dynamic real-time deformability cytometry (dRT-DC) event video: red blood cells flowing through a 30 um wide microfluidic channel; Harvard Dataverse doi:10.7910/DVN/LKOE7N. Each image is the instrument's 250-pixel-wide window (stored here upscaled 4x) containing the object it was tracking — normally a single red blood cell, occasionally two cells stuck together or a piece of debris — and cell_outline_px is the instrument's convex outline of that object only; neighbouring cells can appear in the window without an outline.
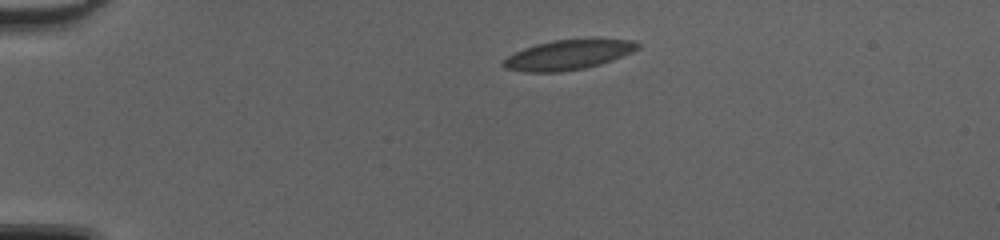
{"species": "common noctule bat (a hibernating species)", "species_latin": "Nyctalus noctula", "temperature_condition": "cold", "stored_images_in_passage": 41, "camera_frame_rate_fps": 3000, "um_per_image_px": 0.085, "animal": {"sex": "female", "body_mass_g": 20.0, "forearm_length_mm": 54.0}, "frame": {"image": 1, "passage_image": 1, "time_ms": 0.0, "image_size_px": [1000, 240], "cell_outline_px": [[640, 48], [632, 52], [612, 60], [600, 64], [584, 68], [560, 72], [524, 72], [508, 68], [500, 64], [508, 56], [524, 48], [536, 44], [556, 40], [632, 40], [640, 44]], "centroid_in_image_um": [48.28, 4.68], "position_along_channel_um": 36.7, "area_um2": 22.83}}
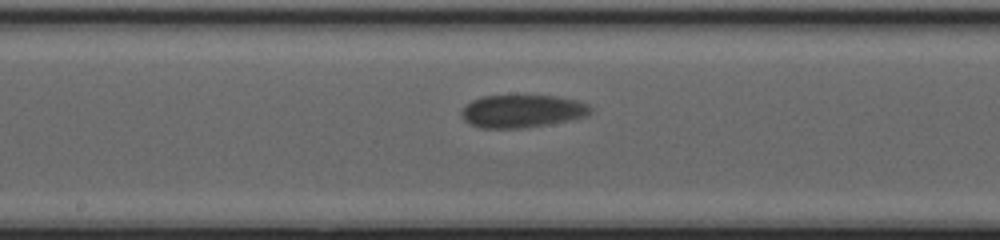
{"frame": {"image": 2, "passage_image": 18, "time_ms": 5.667, "image_size_px": [1000, 240], "cell_outline_px": [[592, 112], [588, 116], [548, 124], [524, 128], [480, 128], [468, 124], [460, 116], [460, 112], [472, 100], [484, 96], [556, 96], [576, 100], [588, 104], [592, 108]], "centroid_in_image_um": [44.38, 9.46], "position_along_channel_um": 203.8, "area_um2": 24.68}}
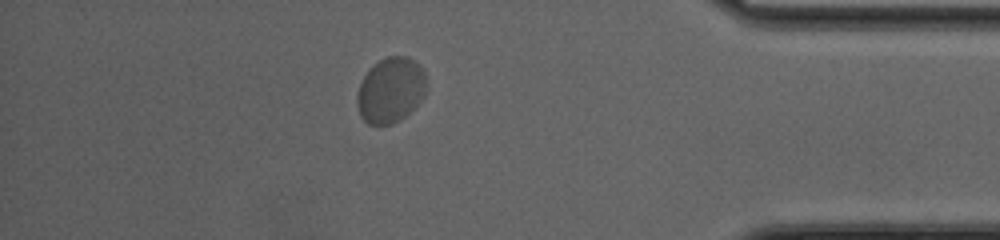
{"frame": {"image": 3, "passage_image": 35, "time_ms": 11.333, "image_size_px": [1000, 240], "cell_outline_px": [[428, 84], [424, 96], [404, 116], [392, 124], [368, 124], [360, 116], [356, 104], [356, 96], [360, 84], [364, 76], [380, 60], [388, 56], [408, 56], [424, 72]], "centroid_in_image_um": [33.19, 7.67], "position_along_channel_um": 402.0, "area_um2": 26.07}, "authors_computed_cell_mechanics": {"area_um2": 24.4494, "velocity_mm_per_s": 4.023, "shape_relaxation_time_tau1_ms": 0.807, "shape_relaxation_time_tau2_ms": 0.6326, "deformation_change_tau1": 0.0435, "deformation_change_tau2": 0.0427}}